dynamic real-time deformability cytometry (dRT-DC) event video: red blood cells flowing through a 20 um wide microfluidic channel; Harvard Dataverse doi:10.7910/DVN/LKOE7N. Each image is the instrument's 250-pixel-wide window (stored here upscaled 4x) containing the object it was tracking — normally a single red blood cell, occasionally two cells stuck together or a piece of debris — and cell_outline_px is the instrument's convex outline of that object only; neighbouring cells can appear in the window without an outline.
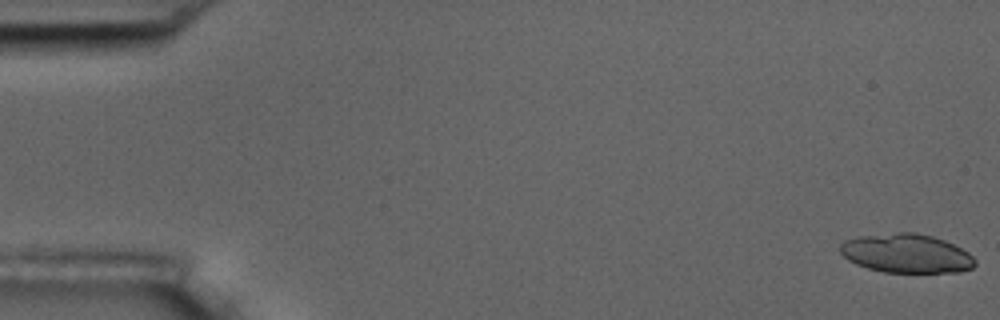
{"species": "common noctule bat (a hibernating species)", "species_latin": "Nyctalus noctula", "temperature_condition": "room temperature", "stored_images_in_passage": 5, "camera_frame_rate_fps": 3000, "um_per_image_px": 0.085, "animal": {"sex": "male", "body_mass_g": 17.5, "forearm_length_mm": 52.3}, "frame": {"image": 1, "passage_image": 1, "time_ms": 0.0, "image_size_px": [1000, 320], "cell_outline_px": [[976, 264], [972, 268], [960, 272], [884, 272], [868, 268], [856, 264], [848, 260], [840, 252], [840, 244], [844, 240], [856, 236], [896, 232], [916, 232], [932, 236], [944, 240], [968, 252], [976, 260]], "centroid_in_image_um": [77.03, 21.53], "position_along_channel_um": 8.0, "area_um2": 30.75}}
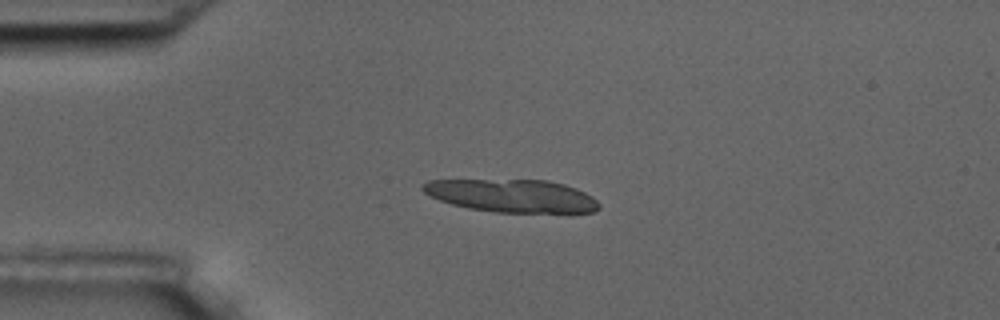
{"frame": {"image": 2, "passage_image": 4, "time_ms": 4.333, "image_size_px": [1000, 320], "cell_outline_px": [[600, 208], [592, 212], [496, 212], [468, 208], [452, 204], [440, 200], [424, 192], [420, 188], [428, 180], [548, 180], [564, 184], [576, 188], [592, 196], [600, 204]], "centroid_in_image_um": [43.53, 16.63], "position_along_channel_um": 41.5, "area_um2": 33.52}}